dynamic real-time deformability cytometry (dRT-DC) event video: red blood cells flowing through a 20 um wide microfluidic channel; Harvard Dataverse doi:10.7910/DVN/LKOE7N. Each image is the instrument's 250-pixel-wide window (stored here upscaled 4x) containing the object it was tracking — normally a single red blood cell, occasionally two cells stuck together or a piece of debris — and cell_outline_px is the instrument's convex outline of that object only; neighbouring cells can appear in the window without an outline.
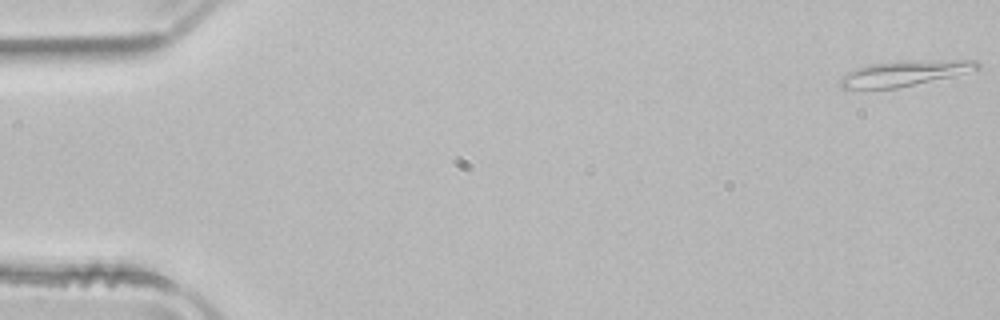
{"species": "common noctule bat (a hibernating species)", "species_latin": "Nyctalus noctula", "temperature_condition": "room temperature", "stored_images_in_passage": 51, "camera_frame_rate_fps": 3000, "um_per_image_px": 0.085, "animal": {"sex": "male", "body_mass_g": 21.5, "forearm_length_mm": 52.0}, "frame": {"image": 1, "passage_image": 1, "time_ms": 0.0, "image_size_px": [1000, 320], "cell_outline_px": [[980, 68], [948, 76], [896, 88], [840, 88], [840, 80], [848, 72], [856, 68], [872, 64], [904, 60], [976, 60], [980, 64]], "centroid_in_image_um": [76.85, 6.21], "position_along_channel_um": 8.1, "area_um2": 19.65}}
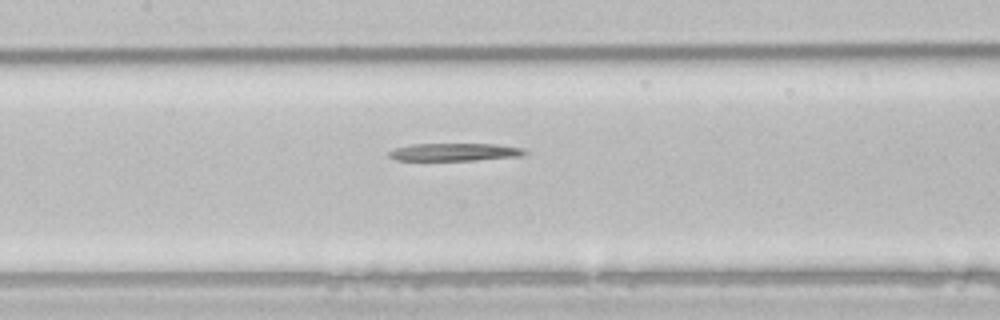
{"frame": {"image": 2, "passage_image": 24, "time_ms": 7.667, "image_size_px": [1000, 320], "cell_outline_px": [[528, 152], [520, 156], [476, 160], [396, 160], [388, 156], [388, 152], [396, 148], [412, 144], [496, 144], [524, 148]], "centroid_in_image_um": [38.66, 12.92], "position_along_channel_um": 168.7, "area_um2": 13.93}}
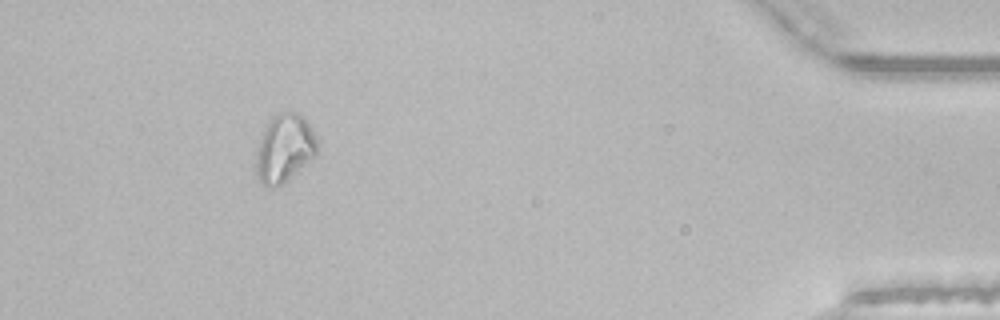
{"frame": {"image": 3, "passage_image": 47, "time_ms": 15.333, "image_size_px": [1000, 320], "cell_outline_px": [[316, 156], [288, 180], [272, 188], [260, 184], [256, 172], [256, 160], [260, 140], [272, 116], [280, 112], [296, 112], [304, 116], [316, 140]], "centroid_in_image_um": [24.18, 12.63], "position_along_channel_um": 411.0, "area_um2": 23.87}}